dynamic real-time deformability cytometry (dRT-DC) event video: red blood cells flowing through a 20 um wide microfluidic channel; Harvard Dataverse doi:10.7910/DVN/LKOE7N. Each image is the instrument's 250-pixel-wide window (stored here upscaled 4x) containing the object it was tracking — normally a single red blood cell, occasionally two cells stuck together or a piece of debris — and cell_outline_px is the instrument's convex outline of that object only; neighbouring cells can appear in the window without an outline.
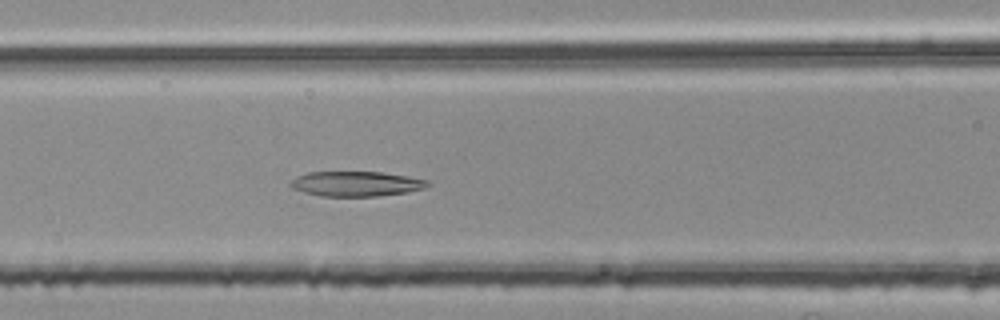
{"species": "common noctule bat (a hibernating species)", "species_latin": "Nyctalus noctula", "temperature_condition": "room temperature", "stored_images_in_passage": 36, "camera_frame_rate_fps": 3000, "um_per_image_px": 0.085, "animal": {"sex": "female", "body_mass_g": 25.1}, "frame": {"image": 1, "passage_image": 10, "time_ms": 3.0, "image_size_px": [1000, 320], "cell_outline_px": [[432, 184], [424, 188], [408, 192], [380, 196], [320, 196], [304, 192], [292, 188], [288, 184], [296, 176], [308, 172], [380, 172], [408, 176], [428, 180]], "centroid_in_image_um": [30.28, 15.62], "position_along_channel_um": 136.3, "area_um2": 20.06}}
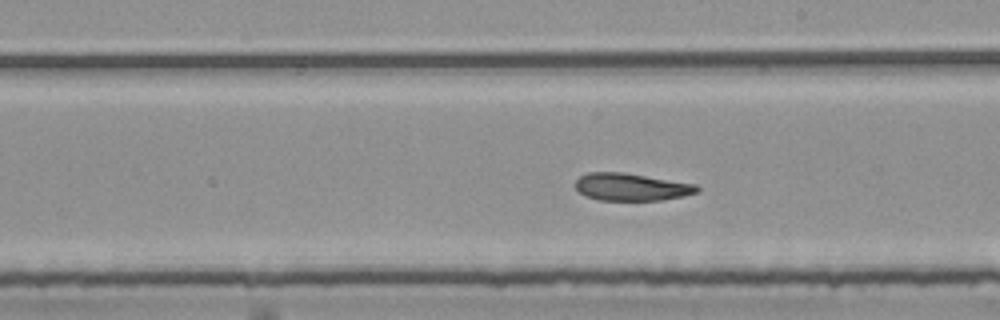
{"frame": {"image": 2, "passage_image": 18, "time_ms": 5.667, "image_size_px": [1000, 320], "cell_outline_px": [[700, 192], [684, 196], [664, 200], [600, 200], [584, 196], [576, 188], [576, 180], [580, 176], [588, 172], [624, 172], [696, 184], [700, 188]], "centroid_in_image_um": [53.69, 15.89], "position_along_channel_um": 235.3, "area_um2": 19.59}}
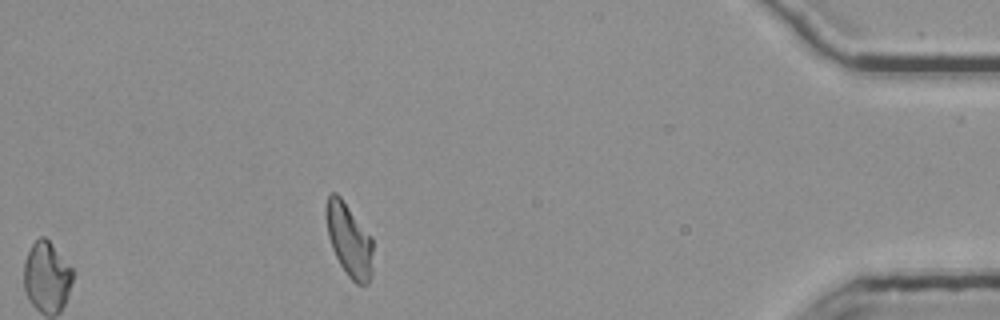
{"frame": {"image": 3, "passage_image": 36, "time_ms": 11.667, "image_size_px": [1000, 320], "cell_outline_px": [[372, 276], [368, 284], [356, 284], [348, 276], [340, 264], [332, 248], [328, 236], [328, 196], [332, 192], [336, 192], [340, 196], [372, 236]], "centroid_in_image_um": [29.73, 20.45], "position_along_channel_um": 405.5, "area_um2": 19.59}, "authors_computed_cell_mechanics": {"area_um2": 19.8832, "velocity_mm_per_s": 3.7303, "shape_relaxation_time_tau1_ms": null, "shape_relaxation_time_tau2_ms": 9.216, "deformation_change_tau1": null, "deformation_change_tau2": 0.1903}}